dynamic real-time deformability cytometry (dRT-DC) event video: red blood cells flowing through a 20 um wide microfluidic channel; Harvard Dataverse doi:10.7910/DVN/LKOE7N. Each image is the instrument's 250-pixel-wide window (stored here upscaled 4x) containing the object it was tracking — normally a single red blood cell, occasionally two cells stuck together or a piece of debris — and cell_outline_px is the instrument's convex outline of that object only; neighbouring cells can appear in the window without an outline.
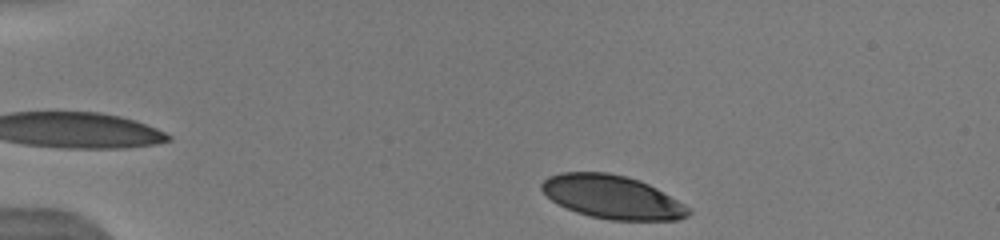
{"species": "human", "species_latin": "Homo sapiens", "temperature_condition": "warm", "stored_images_in_passage": 9, "camera_frame_rate_fps": 3000, "um_per_image_px": 0.085, "donor": {"sex": "male"}, "frame": {"image": 1, "passage_image": 1, "time_ms": 0.0, "image_size_px": [1000, 240], "cell_outline_px": [[692, 212], [688, 216], [676, 220], [608, 220], [588, 216], [576, 212], [552, 200], [540, 188], [540, 184], [548, 176], [560, 172], [608, 172], [640, 180], [656, 188], [692, 208]], "centroid_in_image_um": [52.06, 16.75], "position_along_channel_um": 32.9, "area_um2": 37.17}}
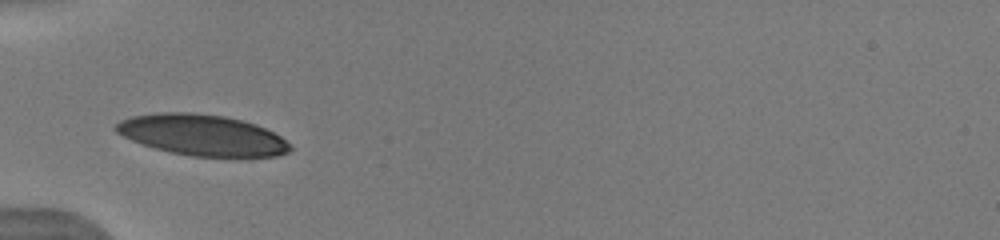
{"frame": {"image": 2, "passage_image": 4, "time_ms": 2.667, "image_size_px": [1000, 240], "cell_outline_px": [[292, 148], [288, 152], [276, 156], [192, 156], [172, 152], [156, 148], [132, 140], [116, 132], [112, 128], [120, 120], [132, 116], [160, 112], [192, 112], [224, 116], [244, 120], [256, 124], [280, 136], [292, 144]], "centroid_in_image_um": [17.19, 11.46], "position_along_channel_um": 67.8, "area_um2": 41.38}}